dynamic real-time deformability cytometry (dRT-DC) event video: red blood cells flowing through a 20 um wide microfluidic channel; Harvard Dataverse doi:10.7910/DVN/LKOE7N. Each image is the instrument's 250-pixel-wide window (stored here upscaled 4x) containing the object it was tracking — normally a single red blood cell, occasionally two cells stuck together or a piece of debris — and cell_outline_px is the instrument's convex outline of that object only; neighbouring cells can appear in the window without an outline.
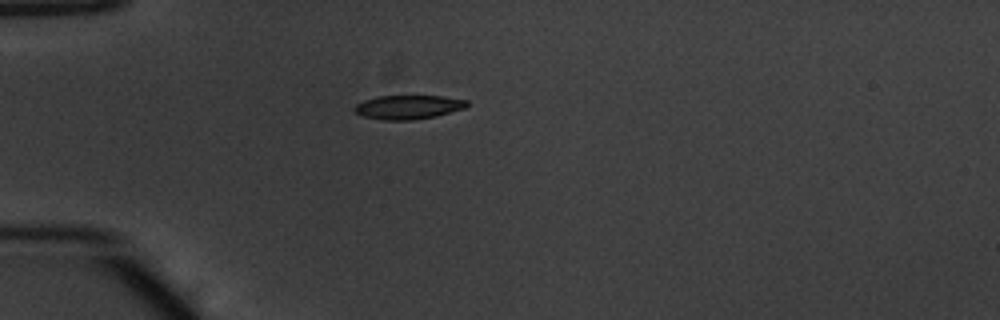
{"species": "common noctule bat (a hibernating species)", "species_latin": "Nyctalus noctula", "temperature_condition": "warm", "stored_images_in_passage": 39, "camera_frame_rate_fps": 3000, "um_per_image_px": 0.085, "animal": {"sex": "male", "body_mass_g": 20.1, "forearm_length_mm": 53.5}, "frame": {"image": 1, "passage_image": 1, "time_ms": 0.0, "image_size_px": [1000, 320], "cell_outline_px": [[468, 104], [464, 108], [436, 116], [412, 120], [380, 120], [360, 116], [352, 108], [356, 104], [364, 100], [376, 96], [440, 96], [468, 100]], "centroid_in_image_um": [34.64, 9.11], "position_along_channel_um": 50.4, "area_um2": 15.78}}
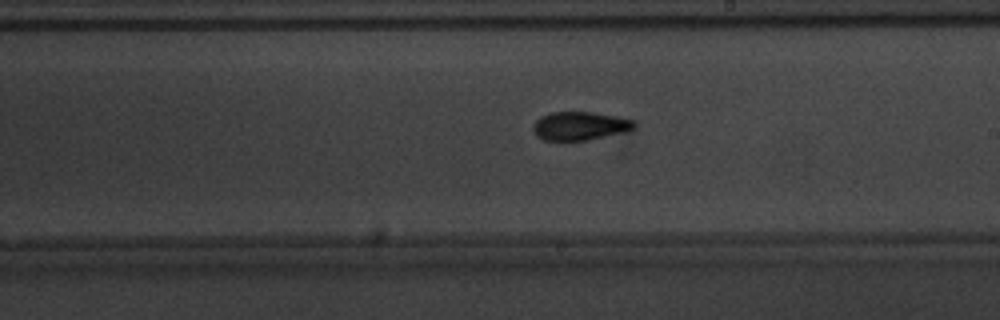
{"frame": {"image": 2, "passage_image": 17, "time_ms": 5.333, "image_size_px": [1000, 320], "cell_outline_px": [[636, 128], [588, 140], [544, 140], [536, 136], [532, 128], [532, 124], [540, 116], [548, 112], [592, 112], [616, 116], [636, 120]], "centroid_in_image_um": [49.25, 10.69], "position_along_channel_um": 239.7, "area_um2": 16.82}}
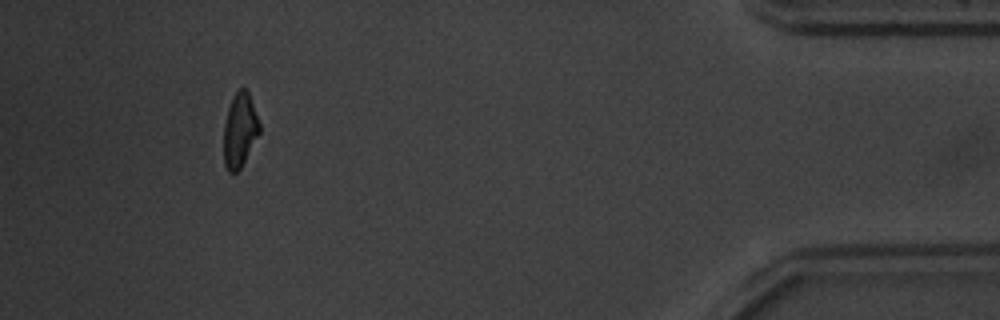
{"frame": {"image": 3, "passage_image": 35, "time_ms": 11.333, "image_size_px": [1000, 320], "cell_outline_px": [[260, 132], [240, 168], [236, 172], [228, 172], [224, 164], [224, 124], [228, 108], [232, 96], [240, 88], [248, 88], [260, 124]], "centroid_in_image_um": [20.38, 11.02], "position_along_channel_um": 414.8, "area_um2": 15.49}, "authors_computed_cell_mechanics": {"area_um2": 16.4152, "velocity_mm_per_s": 3.8554, "shape_relaxation_time_tau1_ms": 3.0795, "shape_relaxation_time_tau2_ms": 1.4278, "deformation_change_tau1": 0.1376, "deformation_change_tau2": 0.0685}}